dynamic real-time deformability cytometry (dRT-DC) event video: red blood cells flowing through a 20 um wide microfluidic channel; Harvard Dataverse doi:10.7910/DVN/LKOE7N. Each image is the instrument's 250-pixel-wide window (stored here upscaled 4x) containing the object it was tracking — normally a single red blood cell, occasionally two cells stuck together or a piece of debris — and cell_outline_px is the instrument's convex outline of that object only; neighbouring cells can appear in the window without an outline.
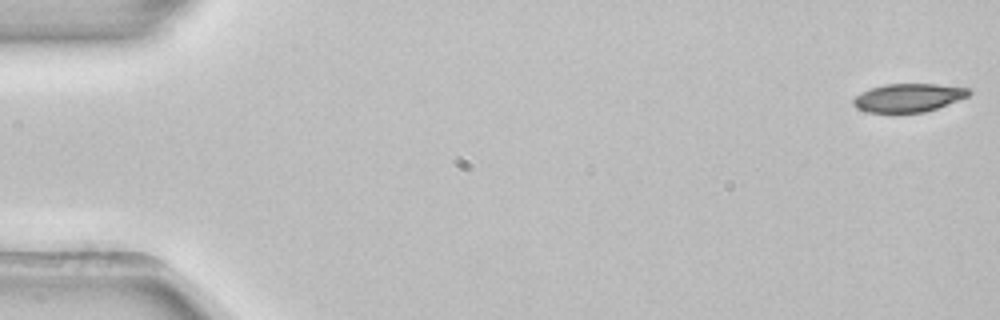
{"species": "common noctule bat (a hibernating species)", "species_latin": "Nyctalus noctula", "temperature_condition": "room temperature", "stored_images_in_passage": 53, "camera_frame_rate_fps": 3000, "um_per_image_px": 0.085, "animal": {"sex": "female", "body_mass_g": 22.7, "forearm_length_mm": 54.2}, "frame": {"image": 1, "passage_image": 1, "time_ms": 0.0, "image_size_px": [1000, 320], "cell_outline_px": [[972, 92], [968, 96], [936, 108], [924, 112], [868, 112], [856, 108], [852, 104], [852, 100], [860, 92], [868, 88], [884, 84], [936, 84], [968, 88]], "centroid_in_image_um": [77.16, 8.29], "position_along_channel_um": 7.8, "area_um2": 19.02}}
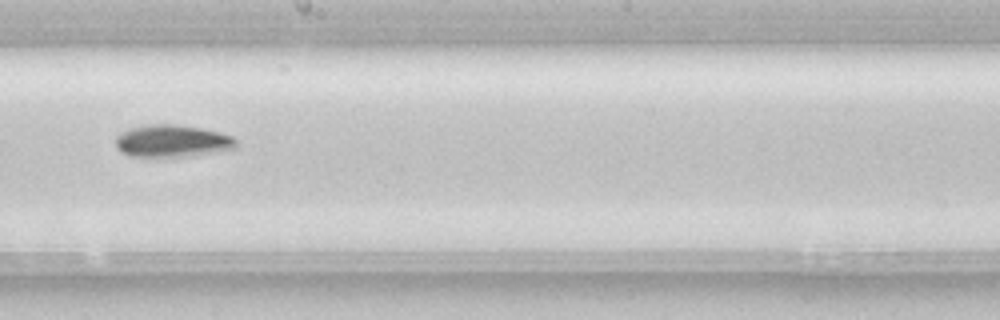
{"frame": {"image": 2, "passage_image": 30, "time_ms": 9.667, "image_size_px": [1000, 320], "cell_outline_px": [[236, 148], [192, 156], [128, 156], [120, 152], [116, 148], [116, 136], [120, 132], [132, 128], [152, 124], [172, 124], [200, 128], [220, 132], [232, 136], [236, 140]], "centroid_in_image_um": [14.62, 11.99], "position_along_channel_um": 233.6, "area_um2": 22.54}}
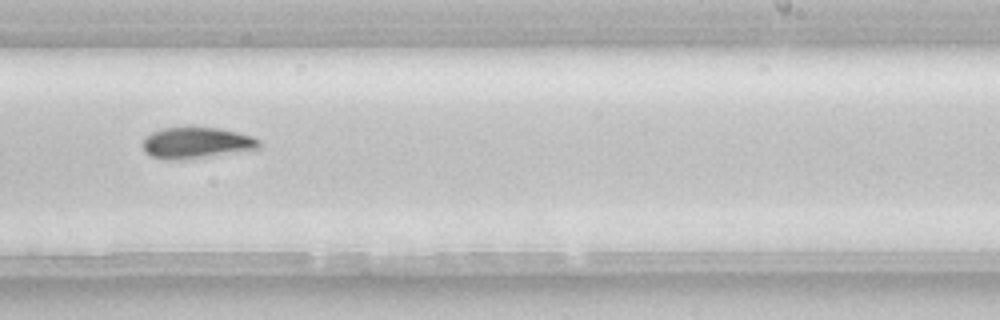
{"frame": {"image": 3, "passage_image": 33, "time_ms": 10.667, "image_size_px": [1000, 320], "cell_outline_px": [[260, 148], [248, 152], [204, 156], [152, 156], [144, 152], [144, 136], [160, 128], [220, 128], [252, 136], [260, 140]], "centroid_in_image_um": [16.82, 12.09], "position_along_channel_um": 272.2, "area_um2": 20.23}, "authors_computed_cell_mechanics": {"area_um2": 20.5768, "velocity_mm_per_s": 3.9072, "shape_relaxation_time_tau1_ms": 3.2914, "shape_relaxation_time_tau2_ms": null, "deformation_change_tau1": 0.1057, "deformation_change_tau2": null}}